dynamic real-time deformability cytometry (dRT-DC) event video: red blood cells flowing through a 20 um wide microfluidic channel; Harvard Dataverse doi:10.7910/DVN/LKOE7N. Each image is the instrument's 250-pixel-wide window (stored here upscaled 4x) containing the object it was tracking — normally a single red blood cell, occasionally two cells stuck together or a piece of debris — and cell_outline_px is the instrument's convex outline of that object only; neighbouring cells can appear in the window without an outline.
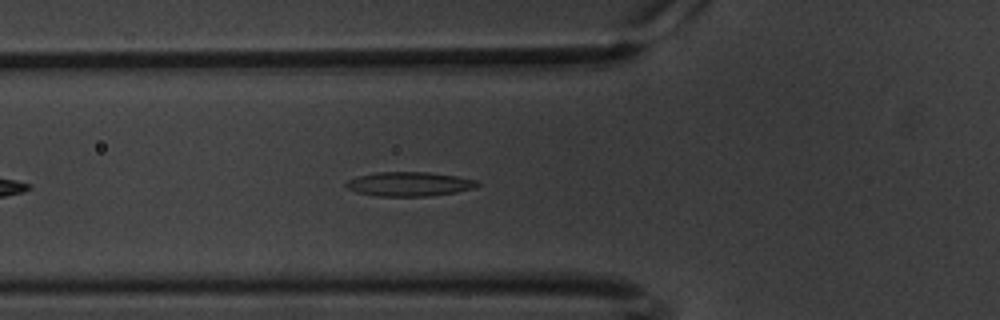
{"species": "common noctule bat (a hibernating species)", "species_latin": "Nyctalus noctula", "temperature_condition": "warm", "stored_images_in_passage": 23, "camera_frame_rate_fps": 3000, "um_per_image_px": 0.085, "animal": {"sex": "male", "body_mass_g": 20.1, "forearm_length_mm": 53.5}, "frame": {"image": 1, "passage_image": 8, "time_ms": 2.333, "image_size_px": [1000, 320], "cell_outline_px": [[480, 184], [476, 188], [456, 192], [428, 196], [380, 196], [356, 192], [348, 188], [344, 184], [348, 180], [360, 176], [376, 172], [428, 172], [456, 176], [480, 180]], "centroid_in_image_um": [34.85, 15.64], "position_along_channel_um": 91.0, "area_um2": 18.55}}
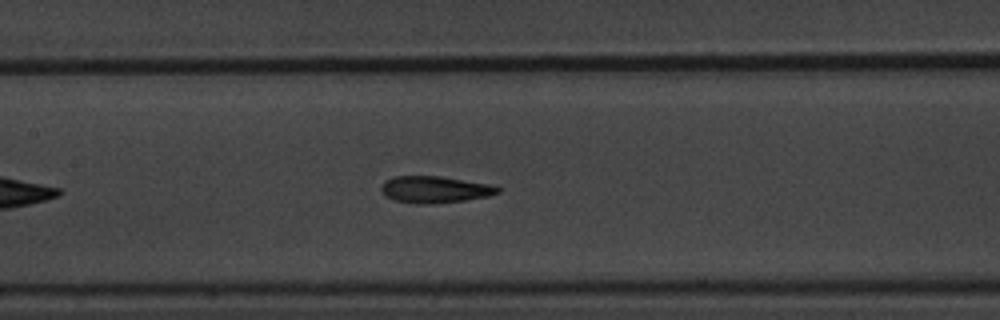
{"frame": {"image": 2, "passage_image": 15, "time_ms": 4.667, "image_size_px": [1000, 320], "cell_outline_px": [[500, 192], [488, 196], [464, 200], [428, 204], [416, 204], [396, 200], [384, 196], [380, 188], [380, 184], [384, 180], [392, 176], [440, 176], [492, 184], [500, 188]], "centroid_in_image_um": [36.92, 16.09], "position_along_channel_um": 170.5, "area_um2": 18.32}}
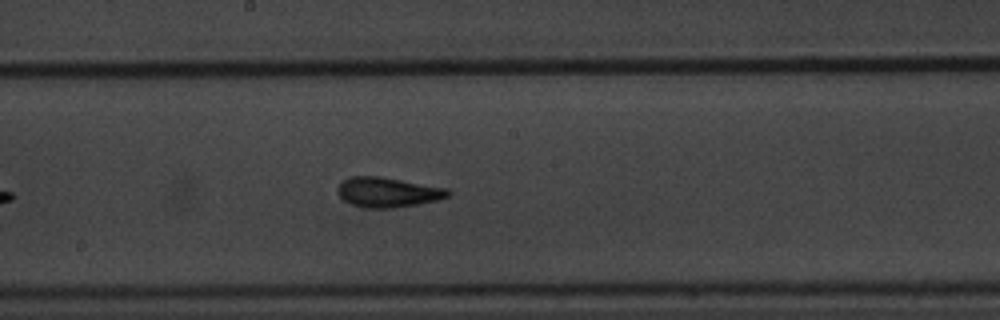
{"frame": {"image": 3, "passage_image": 19, "time_ms": 6.0, "image_size_px": [1000, 320], "cell_outline_px": [[452, 192], [448, 196], [436, 200], [396, 208], [364, 208], [352, 204], [344, 200], [340, 196], [336, 188], [344, 180], [352, 176], [380, 176], [448, 188]], "centroid_in_image_um": [32.97, 16.34], "position_along_channel_um": 215.2, "area_um2": 19.19}}